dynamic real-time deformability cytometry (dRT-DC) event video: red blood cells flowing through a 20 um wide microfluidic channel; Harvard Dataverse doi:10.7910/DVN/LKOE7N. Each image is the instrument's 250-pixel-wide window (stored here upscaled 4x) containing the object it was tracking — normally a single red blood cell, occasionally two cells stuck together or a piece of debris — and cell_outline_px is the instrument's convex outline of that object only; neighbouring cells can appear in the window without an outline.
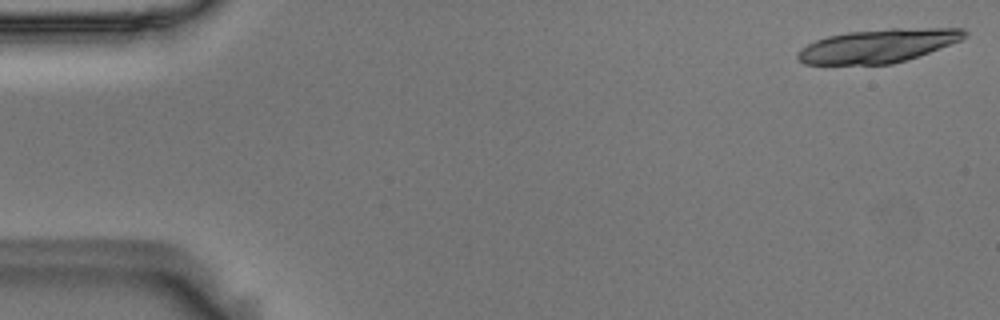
{"species": "Egyptian fruit bat (a non-hibernating species)", "species_latin": "Rousettus aegyptiacus", "temperature_condition": "room temperature", "stored_images_in_passage": 18, "camera_frame_rate_fps": 3000, "um_per_image_px": 0.085, "animal": {"sex": "male"}, "frame": {"image": 1, "passage_image": 1, "time_ms": 0.0, "image_size_px": [1000, 320], "cell_outline_px": [[968, 32], [960, 40], [928, 52], [892, 64], [804, 64], [796, 56], [808, 44], [816, 40], [828, 36], [848, 32], [892, 28], [964, 28]], "centroid_in_image_um": [74.64, 3.88], "position_along_channel_um": 10.4, "area_um2": 32.02}}